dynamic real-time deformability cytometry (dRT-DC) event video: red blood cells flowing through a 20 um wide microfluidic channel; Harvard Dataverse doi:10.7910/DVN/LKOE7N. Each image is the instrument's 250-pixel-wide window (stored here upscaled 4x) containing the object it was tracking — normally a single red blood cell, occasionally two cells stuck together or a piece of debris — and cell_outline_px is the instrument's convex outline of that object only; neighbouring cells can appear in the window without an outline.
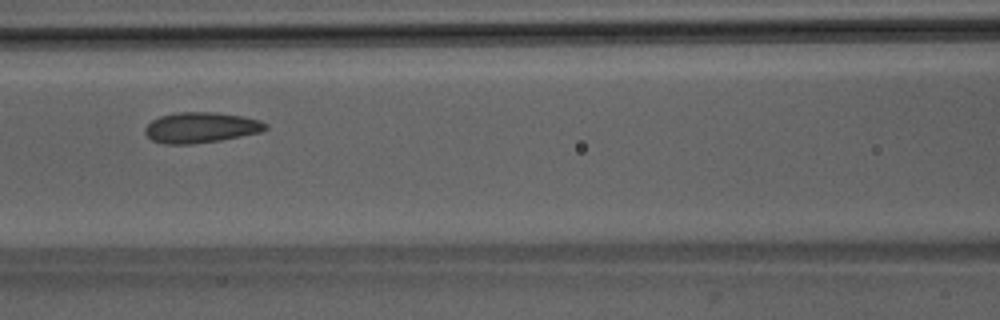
{"species": "Egyptian fruit bat (a non-hibernating species)", "species_latin": "Rousettus aegyptiacus", "temperature_condition": "room temperature", "stored_images_in_passage": 47, "segment_of_instrument_passage": [1, 2], "camera_frame_rate_fps": 3000, "um_per_image_px": 0.085, "animal": {"sex": "male"}, "frame": {"image": 1, "passage_image": 18, "time_ms": 5.667, "image_size_px": [1000, 320], "cell_outline_px": [[268, 128], [260, 132], [220, 140], [192, 144], [164, 144], [152, 140], [144, 132], [144, 128], [152, 120], [160, 116], [176, 112], [216, 112], [244, 116], [260, 120], [268, 124]], "centroid_in_image_um": [17.08, 10.83], "position_along_channel_um": 149.5, "area_um2": 21.56}}
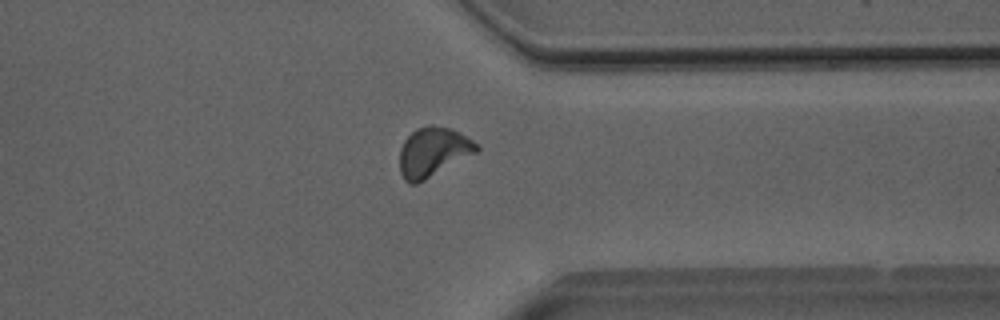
{"frame": {"image": 2, "passage_image": 35, "time_ms": 11.333, "image_size_px": [1000, 320], "cell_outline_px": [[480, 148], [476, 152], [424, 180], [416, 184], [408, 184], [404, 180], [400, 172], [400, 148], [404, 140], [416, 128], [428, 124], [432, 124], [452, 128], [460, 132], [480, 144]], "centroid_in_image_um": [36.8, 12.89], "position_along_channel_um": 374.6, "area_um2": 22.25}}
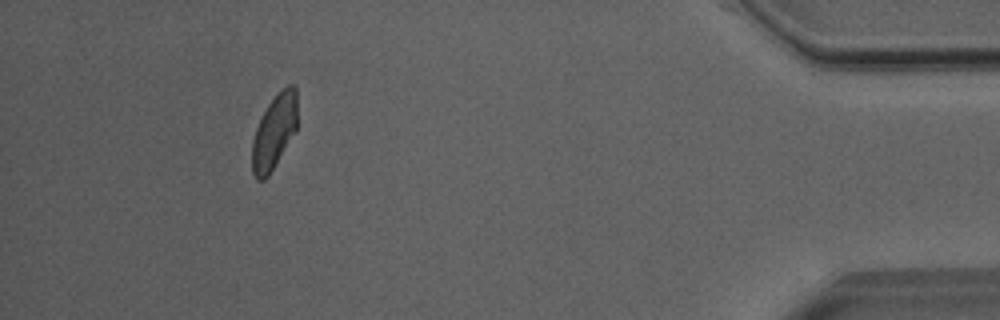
{"frame": {"image": 3, "passage_image": 42, "time_ms": 13.667, "image_size_px": [1000, 320], "cell_outline_px": [[296, 132], [268, 176], [264, 180], [256, 180], [252, 172], [252, 140], [256, 128], [268, 104], [280, 88], [288, 84], [292, 84], [296, 88]], "centroid_in_image_um": [23.31, 11.2], "position_along_channel_um": 411.9, "area_um2": 19.65}}